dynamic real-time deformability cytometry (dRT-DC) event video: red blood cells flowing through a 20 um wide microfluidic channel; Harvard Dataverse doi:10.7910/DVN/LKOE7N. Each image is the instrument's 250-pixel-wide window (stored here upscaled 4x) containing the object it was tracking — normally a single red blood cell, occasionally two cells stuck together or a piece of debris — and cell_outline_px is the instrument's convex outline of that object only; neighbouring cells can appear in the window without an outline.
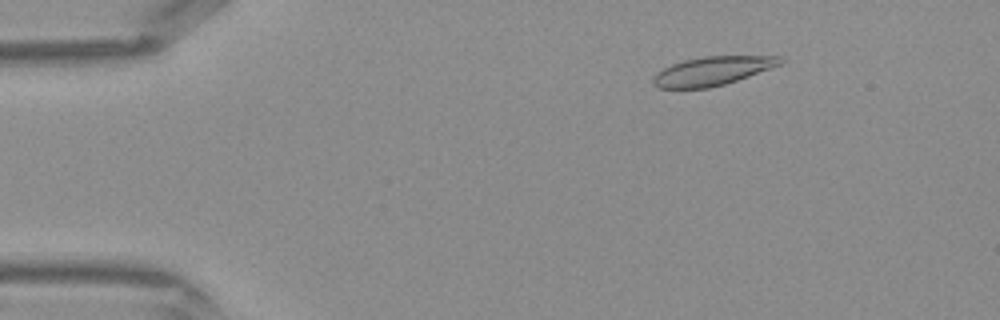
{"species": "Egyptian fruit bat (a non-hibernating species)", "species_latin": "Rousettus aegyptiacus", "temperature_condition": "warm", "stored_images_in_passage": 43, "camera_frame_rate_fps": 3000, "um_per_image_px": 0.085, "frame": {"image": 1, "passage_image": 7, "time_ms": 2.0, "image_size_px": [1000, 320], "cell_outline_px": [[784, 60], [780, 64], [748, 76], [724, 84], [708, 88], [660, 88], [652, 84], [652, 80], [656, 72], [672, 64], [684, 60], [704, 56], [780, 56]], "centroid_in_image_um": [60.51, 6.03], "position_along_channel_um": 24.5, "area_um2": 21.04}}
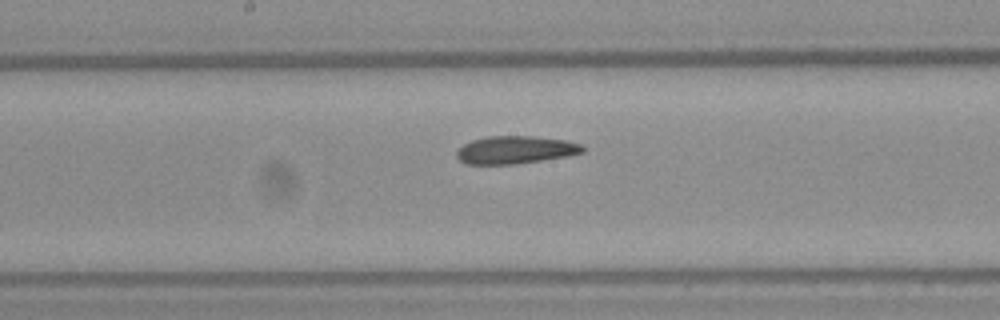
{"frame": {"image": 2, "passage_image": 23, "time_ms": 7.333, "image_size_px": [1000, 320], "cell_outline_px": [[588, 148], [584, 152], [568, 156], [516, 164], [464, 164], [456, 156], [456, 152], [464, 144], [472, 140], [488, 136], [532, 136], [568, 140], [580, 144]], "centroid_in_image_um": [43.85, 12.74], "position_along_channel_um": 204.4, "area_um2": 20.52}}
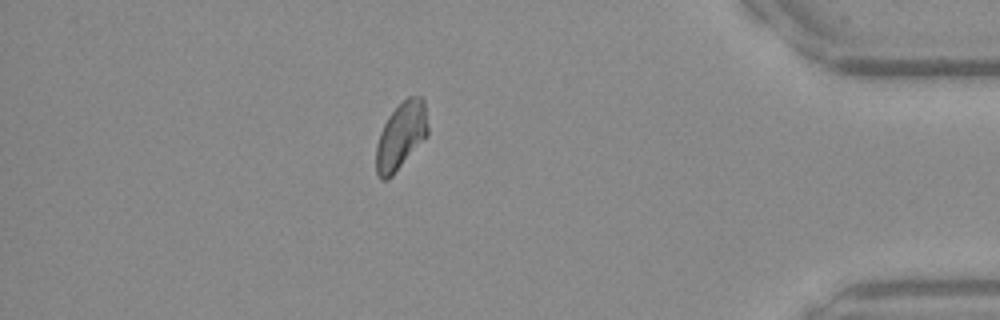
{"frame": {"image": 3, "passage_image": 38, "time_ms": 12.333, "image_size_px": [1000, 320], "cell_outline_px": [[428, 136], [392, 176], [388, 180], [380, 180], [376, 172], [376, 144], [380, 132], [388, 116], [408, 96], [424, 96], [428, 124]], "centroid_in_image_um": [34.1, 11.55], "position_along_channel_um": 401.1, "area_um2": 20.46}}